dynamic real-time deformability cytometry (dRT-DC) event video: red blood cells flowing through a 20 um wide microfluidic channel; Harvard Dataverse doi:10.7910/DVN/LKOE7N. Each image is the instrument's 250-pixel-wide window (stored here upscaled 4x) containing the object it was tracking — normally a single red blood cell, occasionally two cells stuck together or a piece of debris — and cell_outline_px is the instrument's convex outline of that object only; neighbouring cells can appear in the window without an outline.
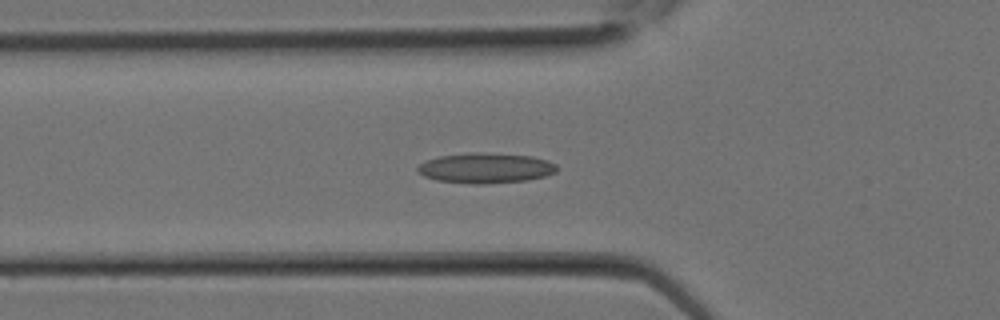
{"species": "Egyptian fruit bat (a non-hibernating species)", "species_latin": "Rousettus aegyptiacus", "temperature_condition": "room temperature", "stored_images_in_passage": 9, "camera_frame_rate_fps": 3000, "um_per_image_px": 0.085, "animal": {"sex": "female"}, "frame": {"image": 1, "passage_image": 7, "time_ms": 2.0, "image_size_px": [1000, 320], "cell_outline_px": [[556, 172], [544, 176], [528, 180], [480, 184], [472, 184], [436, 180], [424, 176], [416, 172], [416, 168], [420, 164], [428, 160], [440, 156], [472, 152], [480, 152], [532, 156], [548, 160], [556, 164]], "centroid_in_image_um": [41.27, 14.28], "position_along_channel_um": 84.5, "area_um2": 24.51}}
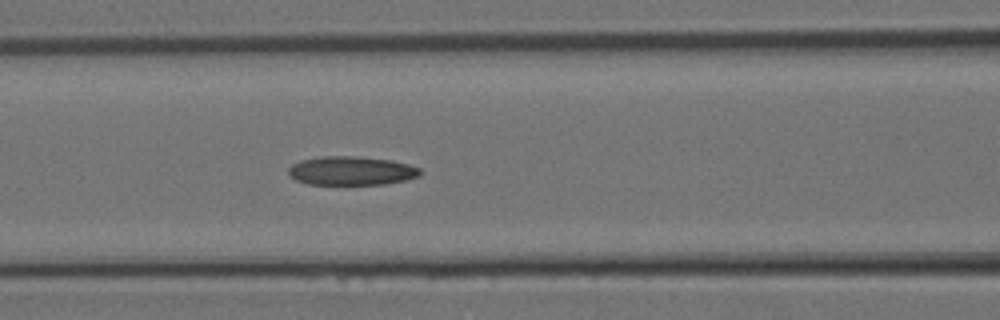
{"frame": {"image": 2, "passage_image": 9, "time_ms": 2.667, "image_size_px": [1000, 320], "cell_outline_px": [[420, 176], [404, 180], [384, 184], [308, 184], [296, 180], [288, 176], [288, 168], [292, 164], [300, 160], [320, 156], [352, 156], [392, 160], [408, 164], [420, 168]], "centroid_in_image_um": [29.83, 14.51], "position_along_channel_um": 136.8, "area_um2": 22.14}}